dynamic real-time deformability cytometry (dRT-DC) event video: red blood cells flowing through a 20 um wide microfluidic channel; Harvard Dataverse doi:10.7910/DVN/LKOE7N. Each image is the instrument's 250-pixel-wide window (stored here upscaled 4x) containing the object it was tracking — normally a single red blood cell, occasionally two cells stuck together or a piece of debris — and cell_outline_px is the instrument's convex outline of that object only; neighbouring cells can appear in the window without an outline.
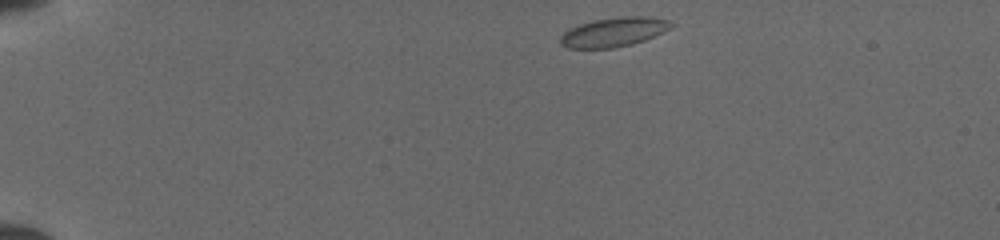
{"species": "common noctule bat (a hibernating species)", "species_latin": "Nyctalus noctula", "temperature_condition": "cold", "stored_images_in_passage": 42, "camera_frame_rate_fps": 3000, "um_per_image_px": 0.085, "animal": {"sex": "female", "body_mass_g": 19.5, "forearm_length_mm": 54.1}, "frame": {"image": 1, "passage_image": 1, "time_ms": 0.0, "image_size_px": [1000, 240], "cell_outline_px": [[676, 24], [672, 28], [644, 40], [632, 44], [612, 48], [568, 48], [560, 44], [560, 36], [568, 28], [580, 24], [596, 20], [624, 16], [648, 16], [668, 20]], "centroid_in_image_um": [52.18, 2.72], "position_along_channel_um": 32.8, "area_um2": 18.9}}
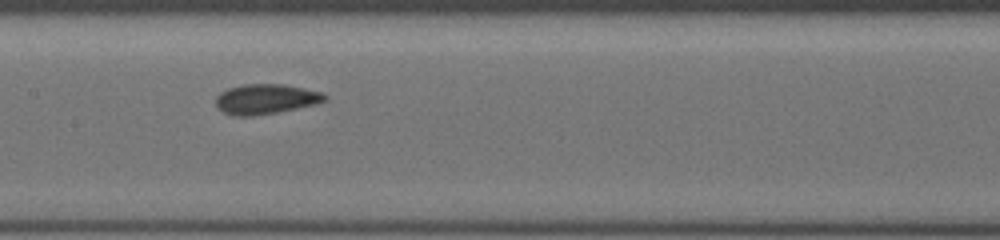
{"frame": {"image": 2, "passage_image": 18, "time_ms": 5.667, "image_size_px": [1000, 240], "cell_outline_px": [[328, 100], [316, 104], [276, 112], [252, 116], [236, 116], [224, 112], [216, 104], [216, 96], [220, 92], [228, 88], [244, 84], [284, 84], [324, 92], [328, 96]], "centroid_in_image_um": [22.63, 8.41], "position_along_channel_um": 184.8, "area_um2": 19.07}}
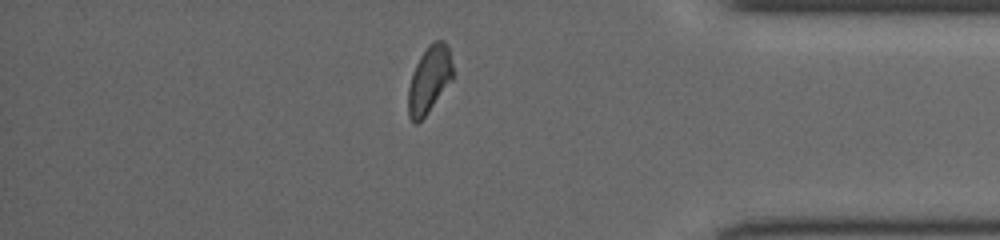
{"frame": {"image": 3, "passage_image": 35, "time_ms": 11.333, "image_size_px": [1000, 240], "cell_outline_px": [[452, 80], [428, 112], [416, 124], [408, 116], [408, 88], [412, 72], [420, 56], [428, 44], [436, 40], [444, 40], [448, 48], [452, 64]], "centroid_in_image_um": [36.47, 6.75], "position_along_channel_um": 398.7, "area_um2": 17.28}}